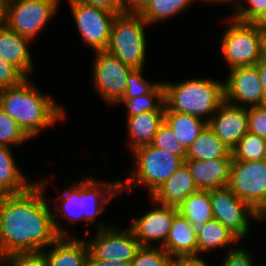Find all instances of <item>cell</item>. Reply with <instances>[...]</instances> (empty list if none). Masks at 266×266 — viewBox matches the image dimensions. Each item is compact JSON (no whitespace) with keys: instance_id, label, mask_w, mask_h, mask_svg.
Listing matches in <instances>:
<instances>
[{"instance_id":"cell-41","label":"cell","mask_w":266,"mask_h":266,"mask_svg":"<svg viewBox=\"0 0 266 266\" xmlns=\"http://www.w3.org/2000/svg\"><path fill=\"white\" fill-rule=\"evenodd\" d=\"M151 0H121L123 12L140 13Z\"/></svg>"},{"instance_id":"cell-38","label":"cell","mask_w":266,"mask_h":266,"mask_svg":"<svg viewBox=\"0 0 266 266\" xmlns=\"http://www.w3.org/2000/svg\"><path fill=\"white\" fill-rule=\"evenodd\" d=\"M26 77L11 63L0 57V90L20 84Z\"/></svg>"},{"instance_id":"cell-15","label":"cell","mask_w":266,"mask_h":266,"mask_svg":"<svg viewBox=\"0 0 266 266\" xmlns=\"http://www.w3.org/2000/svg\"><path fill=\"white\" fill-rule=\"evenodd\" d=\"M143 214L139 219H131L129 228L141 246H152L151 241H161L163 245L168 237L178 207L161 205Z\"/></svg>"},{"instance_id":"cell-44","label":"cell","mask_w":266,"mask_h":266,"mask_svg":"<svg viewBox=\"0 0 266 266\" xmlns=\"http://www.w3.org/2000/svg\"><path fill=\"white\" fill-rule=\"evenodd\" d=\"M175 266H209L202 257L173 259Z\"/></svg>"},{"instance_id":"cell-6","label":"cell","mask_w":266,"mask_h":266,"mask_svg":"<svg viewBox=\"0 0 266 266\" xmlns=\"http://www.w3.org/2000/svg\"><path fill=\"white\" fill-rule=\"evenodd\" d=\"M146 26L147 22L139 13L117 14L106 50L132 69H143L147 50Z\"/></svg>"},{"instance_id":"cell-23","label":"cell","mask_w":266,"mask_h":266,"mask_svg":"<svg viewBox=\"0 0 266 266\" xmlns=\"http://www.w3.org/2000/svg\"><path fill=\"white\" fill-rule=\"evenodd\" d=\"M11 148L0 146V195H16L28 191L35 183L17 168Z\"/></svg>"},{"instance_id":"cell-35","label":"cell","mask_w":266,"mask_h":266,"mask_svg":"<svg viewBox=\"0 0 266 266\" xmlns=\"http://www.w3.org/2000/svg\"><path fill=\"white\" fill-rule=\"evenodd\" d=\"M0 264L7 266H47L42 251L40 252H25V253H12L0 257Z\"/></svg>"},{"instance_id":"cell-42","label":"cell","mask_w":266,"mask_h":266,"mask_svg":"<svg viewBox=\"0 0 266 266\" xmlns=\"http://www.w3.org/2000/svg\"><path fill=\"white\" fill-rule=\"evenodd\" d=\"M86 266H130V262L97 259L89 252Z\"/></svg>"},{"instance_id":"cell-24","label":"cell","mask_w":266,"mask_h":266,"mask_svg":"<svg viewBox=\"0 0 266 266\" xmlns=\"http://www.w3.org/2000/svg\"><path fill=\"white\" fill-rule=\"evenodd\" d=\"M233 159L232 151L206 126L187 148L185 160Z\"/></svg>"},{"instance_id":"cell-37","label":"cell","mask_w":266,"mask_h":266,"mask_svg":"<svg viewBox=\"0 0 266 266\" xmlns=\"http://www.w3.org/2000/svg\"><path fill=\"white\" fill-rule=\"evenodd\" d=\"M248 132L266 139V105L247 108Z\"/></svg>"},{"instance_id":"cell-19","label":"cell","mask_w":266,"mask_h":266,"mask_svg":"<svg viewBox=\"0 0 266 266\" xmlns=\"http://www.w3.org/2000/svg\"><path fill=\"white\" fill-rule=\"evenodd\" d=\"M161 247L173 259L197 257V228L178 213L174 217L168 237Z\"/></svg>"},{"instance_id":"cell-17","label":"cell","mask_w":266,"mask_h":266,"mask_svg":"<svg viewBox=\"0 0 266 266\" xmlns=\"http://www.w3.org/2000/svg\"><path fill=\"white\" fill-rule=\"evenodd\" d=\"M199 191L184 162L163 184L150 194L153 203L179 207L191 194Z\"/></svg>"},{"instance_id":"cell-7","label":"cell","mask_w":266,"mask_h":266,"mask_svg":"<svg viewBox=\"0 0 266 266\" xmlns=\"http://www.w3.org/2000/svg\"><path fill=\"white\" fill-rule=\"evenodd\" d=\"M231 19L220 42L221 54L230 70L254 66L263 57L266 38L252 23Z\"/></svg>"},{"instance_id":"cell-20","label":"cell","mask_w":266,"mask_h":266,"mask_svg":"<svg viewBox=\"0 0 266 266\" xmlns=\"http://www.w3.org/2000/svg\"><path fill=\"white\" fill-rule=\"evenodd\" d=\"M31 40L0 25V57L15 66L26 78L33 69L28 45Z\"/></svg>"},{"instance_id":"cell-18","label":"cell","mask_w":266,"mask_h":266,"mask_svg":"<svg viewBox=\"0 0 266 266\" xmlns=\"http://www.w3.org/2000/svg\"><path fill=\"white\" fill-rule=\"evenodd\" d=\"M232 160H185L184 162L187 164L198 189L211 190L227 187Z\"/></svg>"},{"instance_id":"cell-8","label":"cell","mask_w":266,"mask_h":266,"mask_svg":"<svg viewBox=\"0 0 266 266\" xmlns=\"http://www.w3.org/2000/svg\"><path fill=\"white\" fill-rule=\"evenodd\" d=\"M60 0H10L2 9L3 23L32 41L58 9Z\"/></svg>"},{"instance_id":"cell-25","label":"cell","mask_w":266,"mask_h":266,"mask_svg":"<svg viewBox=\"0 0 266 266\" xmlns=\"http://www.w3.org/2000/svg\"><path fill=\"white\" fill-rule=\"evenodd\" d=\"M164 122L186 150L207 126L203 118L172 110L164 111Z\"/></svg>"},{"instance_id":"cell-30","label":"cell","mask_w":266,"mask_h":266,"mask_svg":"<svg viewBox=\"0 0 266 266\" xmlns=\"http://www.w3.org/2000/svg\"><path fill=\"white\" fill-rule=\"evenodd\" d=\"M232 157L239 161L266 160V139L247 132L232 149Z\"/></svg>"},{"instance_id":"cell-13","label":"cell","mask_w":266,"mask_h":266,"mask_svg":"<svg viewBox=\"0 0 266 266\" xmlns=\"http://www.w3.org/2000/svg\"><path fill=\"white\" fill-rule=\"evenodd\" d=\"M78 32L86 45L95 51L106 50L110 41L111 27L117 14L100 7L69 1Z\"/></svg>"},{"instance_id":"cell-12","label":"cell","mask_w":266,"mask_h":266,"mask_svg":"<svg viewBox=\"0 0 266 266\" xmlns=\"http://www.w3.org/2000/svg\"><path fill=\"white\" fill-rule=\"evenodd\" d=\"M97 226L96 236H90L87 243L89 252L95 258L125 262L135 258L141 245L129 227L122 231L117 226L109 227L101 222Z\"/></svg>"},{"instance_id":"cell-46","label":"cell","mask_w":266,"mask_h":266,"mask_svg":"<svg viewBox=\"0 0 266 266\" xmlns=\"http://www.w3.org/2000/svg\"><path fill=\"white\" fill-rule=\"evenodd\" d=\"M202 1H206V2H210V3H212V2H214V3H231L232 4V1H233V5L235 4V9H237V7L242 3V2H244V0H202Z\"/></svg>"},{"instance_id":"cell-26","label":"cell","mask_w":266,"mask_h":266,"mask_svg":"<svg viewBox=\"0 0 266 266\" xmlns=\"http://www.w3.org/2000/svg\"><path fill=\"white\" fill-rule=\"evenodd\" d=\"M240 239L224 227L218 220L212 219L197 228V257L199 253L235 244Z\"/></svg>"},{"instance_id":"cell-27","label":"cell","mask_w":266,"mask_h":266,"mask_svg":"<svg viewBox=\"0 0 266 266\" xmlns=\"http://www.w3.org/2000/svg\"><path fill=\"white\" fill-rule=\"evenodd\" d=\"M179 213L195 228L213 219L209 190H199L186 198L178 207Z\"/></svg>"},{"instance_id":"cell-31","label":"cell","mask_w":266,"mask_h":266,"mask_svg":"<svg viewBox=\"0 0 266 266\" xmlns=\"http://www.w3.org/2000/svg\"><path fill=\"white\" fill-rule=\"evenodd\" d=\"M158 246H141L130 266H170L173 258L160 245Z\"/></svg>"},{"instance_id":"cell-49","label":"cell","mask_w":266,"mask_h":266,"mask_svg":"<svg viewBox=\"0 0 266 266\" xmlns=\"http://www.w3.org/2000/svg\"><path fill=\"white\" fill-rule=\"evenodd\" d=\"M3 23V18H2V9L0 8V25Z\"/></svg>"},{"instance_id":"cell-45","label":"cell","mask_w":266,"mask_h":266,"mask_svg":"<svg viewBox=\"0 0 266 266\" xmlns=\"http://www.w3.org/2000/svg\"><path fill=\"white\" fill-rule=\"evenodd\" d=\"M252 24L266 38V10L259 15Z\"/></svg>"},{"instance_id":"cell-16","label":"cell","mask_w":266,"mask_h":266,"mask_svg":"<svg viewBox=\"0 0 266 266\" xmlns=\"http://www.w3.org/2000/svg\"><path fill=\"white\" fill-rule=\"evenodd\" d=\"M207 126L232 151L248 132L247 108L224 102L207 122Z\"/></svg>"},{"instance_id":"cell-5","label":"cell","mask_w":266,"mask_h":266,"mask_svg":"<svg viewBox=\"0 0 266 266\" xmlns=\"http://www.w3.org/2000/svg\"><path fill=\"white\" fill-rule=\"evenodd\" d=\"M136 168L127 180L121 181V192L133 186L147 188L149 195L184 163L185 156H175L154 146L146 145L132 151Z\"/></svg>"},{"instance_id":"cell-22","label":"cell","mask_w":266,"mask_h":266,"mask_svg":"<svg viewBox=\"0 0 266 266\" xmlns=\"http://www.w3.org/2000/svg\"><path fill=\"white\" fill-rule=\"evenodd\" d=\"M163 122L164 111H146L136 116L127 117L131 151L150 145Z\"/></svg>"},{"instance_id":"cell-34","label":"cell","mask_w":266,"mask_h":266,"mask_svg":"<svg viewBox=\"0 0 266 266\" xmlns=\"http://www.w3.org/2000/svg\"><path fill=\"white\" fill-rule=\"evenodd\" d=\"M143 69H133L127 78V88L121 100H128L150 93L160 82L150 83L142 76Z\"/></svg>"},{"instance_id":"cell-11","label":"cell","mask_w":266,"mask_h":266,"mask_svg":"<svg viewBox=\"0 0 266 266\" xmlns=\"http://www.w3.org/2000/svg\"><path fill=\"white\" fill-rule=\"evenodd\" d=\"M95 52L92 68L95 89L109 105H115L123 98L128 75L133 69L107 50Z\"/></svg>"},{"instance_id":"cell-9","label":"cell","mask_w":266,"mask_h":266,"mask_svg":"<svg viewBox=\"0 0 266 266\" xmlns=\"http://www.w3.org/2000/svg\"><path fill=\"white\" fill-rule=\"evenodd\" d=\"M227 187L256 212L266 204V160H232Z\"/></svg>"},{"instance_id":"cell-21","label":"cell","mask_w":266,"mask_h":266,"mask_svg":"<svg viewBox=\"0 0 266 266\" xmlns=\"http://www.w3.org/2000/svg\"><path fill=\"white\" fill-rule=\"evenodd\" d=\"M72 236H60L50 246L42 250L47 266H86L89 253L87 241Z\"/></svg>"},{"instance_id":"cell-50","label":"cell","mask_w":266,"mask_h":266,"mask_svg":"<svg viewBox=\"0 0 266 266\" xmlns=\"http://www.w3.org/2000/svg\"><path fill=\"white\" fill-rule=\"evenodd\" d=\"M263 57L266 59V41H265V44H264V54H263Z\"/></svg>"},{"instance_id":"cell-47","label":"cell","mask_w":266,"mask_h":266,"mask_svg":"<svg viewBox=\"0 0 266 266\" xmlns=\"http://www.w3.org/2000/svg\"><path fill=\"white\" fill-rule=\"evenodd\" d=\"M259 216V220L266 219V204L257 212Z\"/></svg>"},{"instance_id":"cell-39","label":"cell","mask_w":266,"mask_h":266,"mask_svg":"<svg viewBox=\"0 0 266 266\" xmlns=\"http://www.w3.org/2000/svg\"><path fill=\"white\" fill-rule=\"evenodd\" d=\"M249 252L241 248L228 251L222 266H254Z\"/></svg>"},{"instance_id":"cell-1","label":"cell","mask_w":266,"mask_h":266,"mask_svg":"<svg viewBox=\"0 0 266 266\" xmlns=\"http://www.w3.org/2000/svg\"><path fill=\"white\" fill-rule=\"evenodd\" d=\"M46 183L38 180L24 193L0 195V257L40 252L60 237L43 195Z\"/></svg>"},{"instance_id":"cell-2","label":"cell","mask_w":266,"mask_h":266,"mask_svg":"<svg viewBox=\"0 0 266 266\" xmlns=\"http://www.w3.org/2000/svg\"><path fill=\"white\" fill-rule=\"evenodd\" d=\"M28 78L14 87L0 90V107L31 139L44 127H50L65 118L66 111L34 87Z\"/></svg>"},{"instance_id":"cell-14","label":"cell","mask_w":266,"mask_h":266,"mask_svg":"<svg viewBox=\"0 0 266 266\" xmlns=\"http://www.w3.org/2000/svg\"><path fill=\"white\" fill-rule=\"evenodd\" d=\"M225 102L248 108L263 105L262 84L255 66L231 69L224 82Z\"/></svg>"},{"instance_id":"cell-32","label":"cell","mask_w":266,"mask_h":266,"mask_svg":"<svg viewBox=\"0 0 266 266\" xmlns=\"http://www.w3.org/2000/svg\"><path fill=\"white\" fill-rule=\"evenodd\" d=\"M29 139L17 122L0 107V146H17Z\"/></svg>"},{"instance_id":"cell-36","label":"cell","mask_w":266,"mask_h":266,"mask_svg":"<svg viewBox=\"0 0 266 266\" xmlns=\"http://www.w3.org/2000/svg\"><path fill=\"white\" fill-rule=\"evenodd\" d=\"M249 6L242 2L232 15V18L245 23H252L266 10V0H247Z\"/></svg>"},{"instance_id":"cell-4","label":"cell","mask_w":266,"mask_h":266,"mask_svg":"<svg viewBox=\"0 0 266 266\" xmlns=\"http://www.w3.org/2000/svg\"><path fill=\"white\" fill-rule=\"evenodd\" d=\"M165 110L186 113L209 121L225 102L224 81L190 79L178 83H163Z\"/></svg>"},{"instance_id":"cell-3","label":"cell","mask_w":266,"mask_h":266,"mask_svg":"<svg viewBox=\"0 0 266 266\" xmlns=\"http://www.w3.org/2000/svg\"><path fill=\"white\" fill-rule=\"evenodd\" d=\"M105 185V186H104ZM69 187V188H68ZM58 198L54 199L55 210L52 212L55 229L60 236H68L59 226L57 220L59 210L62 217H66L70 222L75 223L78 220H84L87 225L93 224L96 216H100L106 209V204L113 196H119L121 192V183L119 180L106 182L94 180L91 176L80 180L76 185L67 186ZM60 197V198H59ZM61 200L60 205L57 202Z\"/></svg>"},{"instance_id":"cell-33","label":"cell","mask_w":266,"mask_h":266,"mask_svg":"<svg viewBox=\"0 0 266 266\" xmlns=\"http://www.w3.org/2000/svg\"><path fill=\"white\" fill-rule=\"evenodd\" d=\"M151 145L175 156H186V149L165 122L159 126Z\"/></svg>"},{"instance_id":"cell-29","label":"cell","mask_w":266,"mask_h":266,"mask_svg":"<svg viewBox=\"0 0 266 266\" xmlns=\"http://www.w3.org/2000/svg\"><path fill=\"white\" fill-rule=\"evenodd\" d=\"M125 103L128 108L127 117L136 116L146 111H165L164 85L160 82L150 93L120 100L117 104Z\"/></svg>"},{"instance_id":"cell-10","label":"cell","mask_w":266,"mask_h":266,"mask_svg":"<svg viewBox=\"0 0 266 266\" xmlns=\"http://www.w3.org/2000/svg\"><path fill=\"white\" fill-rule=\"evenodd\" d=\"M213 219L233 232L240 240L250 231V219H258V213L239 199L228 187L209 190Z\"/></svg>"},{"instance_id":"cell-40","label":"cell","mask_w":266,"mask_h":266,"mask_svg":"<svg viewBox=\"0 0 266 266\" xmlns=\"http://www.w3.org/2000/svg\"><path fill=\"white\" fill-rule=\"evenodd\" d=\"M106 9L115 14L123 13L121 0H69Z\"/></svg>"},{"instance_id":"cell-48","label":"cell","mask_w":266,"mask_h":266,"mask_svg":"<svg viewBox=\"0 0 266 266\" xmlns=\"http://www.w3.org/2000/svg\"><path fill=\"white\" fill-rule=\"evenodd\" d=\"M10 0H0V8L3 9Z\"/></svg>"},{"instance_id":"cell-28","label":"cell","mask_w":266,"mask_h":266,"mask_svg":"<svg viewBox=\"0 0 266 266\" xmlns=\"http://www.w3.org/2000/svg\"><path fill=\"white\" fill-rule=\"evenodd\" d=\"M194 0H151L139 13L148 25L168 19L187 9Z\"/></svg>"},{"instance_id":"cell-43","label":"cell","mask_w":266,"mask_h":266,"mask_svg":"<svg viewBox=\"0 0 266 266\" xmlns=\"http://www.w3.org/2000/svg\"><path fill=\"white\" fill-rule=\"evenodd\" d=\"M258 71L263 91V105H266V59L262 57L255 65Z\"/></svg>"}]
</instances>
